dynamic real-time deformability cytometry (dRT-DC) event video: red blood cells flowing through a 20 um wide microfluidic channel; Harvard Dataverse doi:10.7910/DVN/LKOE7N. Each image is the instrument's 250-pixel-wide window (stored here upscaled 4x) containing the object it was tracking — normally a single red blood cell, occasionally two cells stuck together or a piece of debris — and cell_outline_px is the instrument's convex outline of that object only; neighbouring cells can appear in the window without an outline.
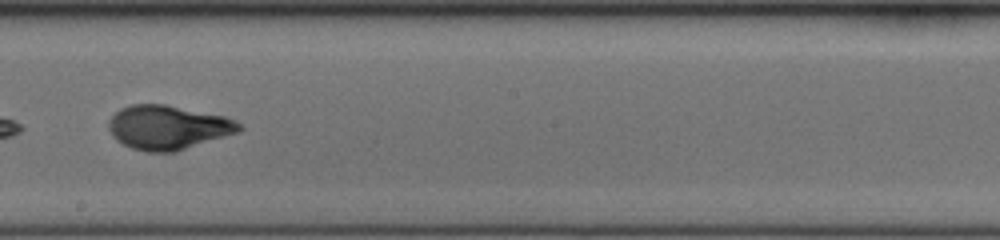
{"species": "human", "species_latin": "Homo sapiens", "temperature_condition": "cold", "stored_images_in_passage": 56, "segment_of_instrument_passage": [2, 2], "camera_frame_rate_fps": 3000, "um_per_image_px": 0.085, "donor": {"sex": "female"}, "frame": {"image": 1, "passage_image": 33, "time_ms": 10.667, "image_size_px": [1000, 240], "cell_outline_px": [[244, 128], [240, 132], [176, 152], [144, 152], [132, 148], [116, 140], [112, 136], [108, 128], [108, 120], [120, 108], [132, 104], [164, 104], [224, 116], [240, 124]], "centroid_in_image_um": [14.27, 10.84], "position_along_channel_um": 233.9, "area_um2": 33.7}}
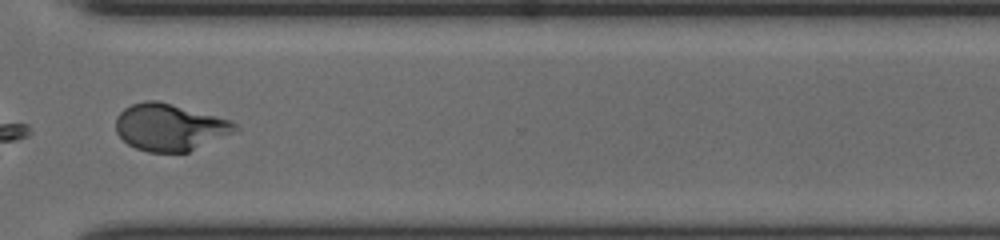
{"frame": {"image": 2, "passage_image": 43, "time_ms": 14.0, "image_size_px": [1000, 240], "cell_outline_px": [[240, 128], [188, 152], [148, 152], [136, 148], [128, 144], [116, 132], [116, 116], [124, 108], [132, 104], [144, 100], [156, 100], [232, 120]], "centroid_in_image_um": [14.39, 10.8], "position_along_channel_um": 356.2, "area_um2": 32.25}}